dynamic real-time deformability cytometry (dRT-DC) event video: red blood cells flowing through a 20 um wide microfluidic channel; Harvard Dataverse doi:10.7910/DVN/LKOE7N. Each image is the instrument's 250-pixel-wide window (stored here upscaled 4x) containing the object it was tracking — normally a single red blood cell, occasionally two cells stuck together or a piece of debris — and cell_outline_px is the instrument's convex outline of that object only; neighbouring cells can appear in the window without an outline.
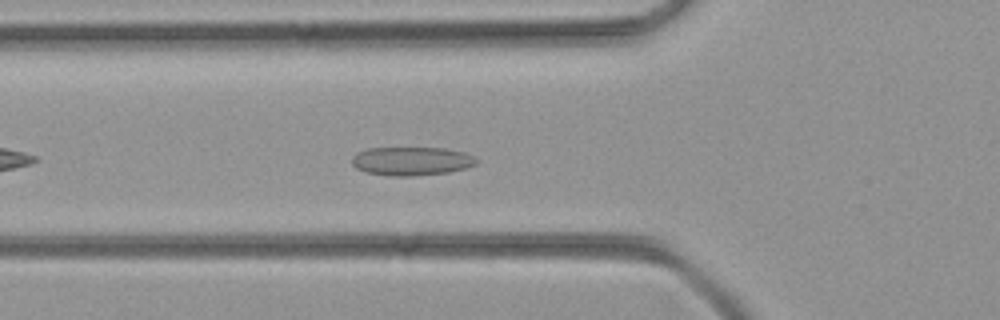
{"species": "common noctule bat (a hibernating species)", "species_latin": "Nyctalus noctula", "temperature_condition": "room temperature", "stored_images_in_passage": 31, "camera_frame_rate_fps": 3000, "um_per_image_px": 0.085, "animal": {"sex": "female", "body_mass_g": 21.9}, "frame": {"image": 1, "passage_image": 6, "time_ms": 1.667, "image_size_px": [1000, 320], "cell_outline_px": [[480, 160], [476, 164], [468, 168], [448, 172], [412, 176], [388, 176], [364, 172], [356, 168], [352, 164], [352, 156], [356, 152], [368, 148], [448, 148], [464, 152], [476, 156]], "centroid_in_image_um": [35.0, 13.69], "position_along_channel_um": 90.8, "area_um2": 21.15}}
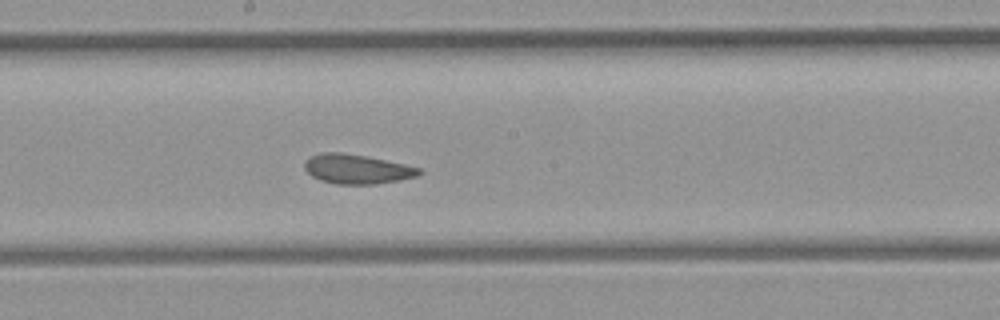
{"frame": {"image": 2, "passage_image": 15, "time_ms": 4.667, "image_size_px": [1000, 320], "cell_outline_px": [[424, 172], [416, 176], [400, 180], [376, 184], [336, 184], [320, 180], [312, 176], [304, 168], [304, 160], [308, 156], [320, 152], [340, 152], [368, 156], [404, 164], [420, 168]], "centroid_in_image_um": [30.31, 14.36], "position_along_channel_um": 217.9, "area_um2": 19.88}}
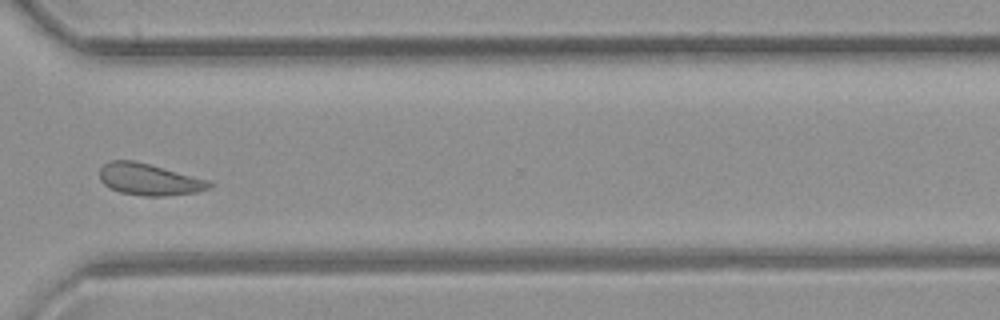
{"frame": {"image": 3, "passage_image": 25, "time_ms": 8.0, "image_size_px": [1000, 320], "cell_outline_px": [[212, 188], [196, 192], [164, 196], [144, 196], [120, 192], [104, 184], [100, 180], [100, 168], [104, 164], [112, 160], [132, 160], [212, 180]], "centroid_in_image_um": [12.72, 15.25], "position_along_channel_um": 357.9, "area_um2": 20.23}}